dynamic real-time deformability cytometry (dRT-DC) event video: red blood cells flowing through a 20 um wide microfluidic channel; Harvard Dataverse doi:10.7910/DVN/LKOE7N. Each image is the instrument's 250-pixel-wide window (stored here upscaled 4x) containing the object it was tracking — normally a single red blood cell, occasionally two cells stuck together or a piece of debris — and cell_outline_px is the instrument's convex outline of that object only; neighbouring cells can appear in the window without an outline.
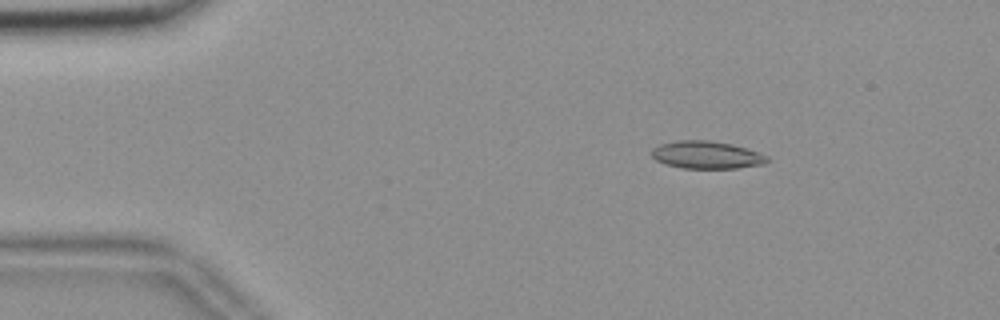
{"species": "common noctule bat (a hibernating species)", "species_latin": "Nyctalus noctula", "temperature_condition": "room temperature", "stored_images_in_passage": 50, "camera_frame_rate_fps": 3000, "um_per_image_px": 0.085, "animal": {"sex": "female", "body_mass_g": 18.4}, "frame": {"image": 1, "passage_image": 3, "time_ms": 0.667, "image_size_px": [1000, 320], "cell_outline_px": [[768, 160], [764, 164], [736, 168], [680, 168], [664, 164], [656, 160], [652, 156], [652, 148], [660, 144], [676, 140], [708, 140], [732, 144], [768, 156]], "centroid_in_image_um": [60.01, 13.17], "position_along_channel_um": 25.0, "area_um2": 18.5}}
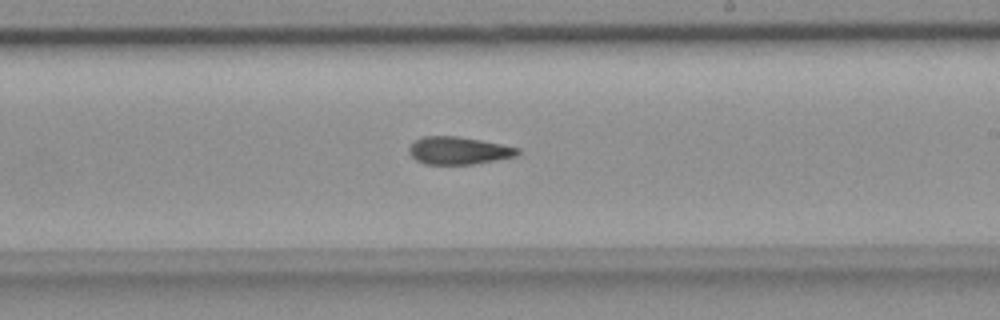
{"frame": {"image": 2, "passage_image": 27, "time_ms": 8.667, "image_size_px": [1000, 320], "cell_outline_px": [[520, 152], [516, 156], [472, 164], [424, 164], [416, 160], [408, 152], [408, 148], [416, 140], [424, 136], [456, 136], [480, 140], [520, 148]], "centroid_in_image_um": [38.96, 12.8], "position_along_channel_um": 250.0, "area_um2": 17.28}}
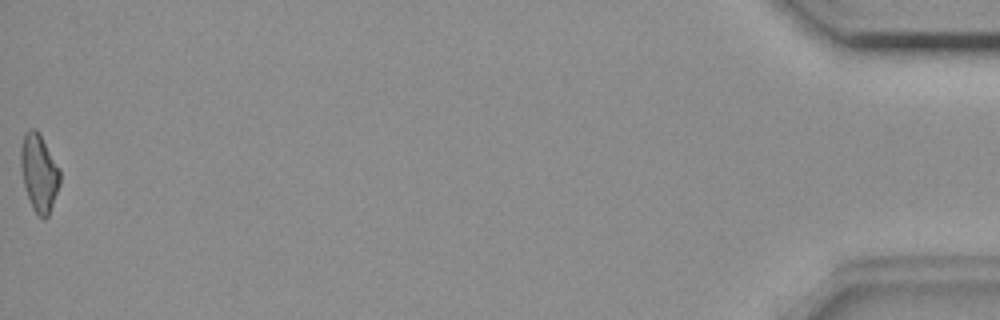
{"frame": {"image": 3, "passage_image": 50, "time_ms": 16.333, "image_size_px": [1000, 320], "cell_outline_px": [[60, 184], [48, 216], [44, 220], [32, 208], [24, 184], [20, 168], [20, 148], [24, 132], [28, 128], [36, 128], [40, 132], [60, 168]], "centroid_in_image_um": [3.32, 14.62], "position_along_channel_um": 431.9, "area_um2": 17.98}, "authors_computed_cell_mechanics": {"area_um2": 17.918, "velocity_mm_per_s": 3.6748, "shape_relaxation_time_tau1_ms": null, "shape_relaxation_time_tau2_ms": 5.6536, "deformation_change_tau1": null, "deformation_change_tau2": 0.1531}}